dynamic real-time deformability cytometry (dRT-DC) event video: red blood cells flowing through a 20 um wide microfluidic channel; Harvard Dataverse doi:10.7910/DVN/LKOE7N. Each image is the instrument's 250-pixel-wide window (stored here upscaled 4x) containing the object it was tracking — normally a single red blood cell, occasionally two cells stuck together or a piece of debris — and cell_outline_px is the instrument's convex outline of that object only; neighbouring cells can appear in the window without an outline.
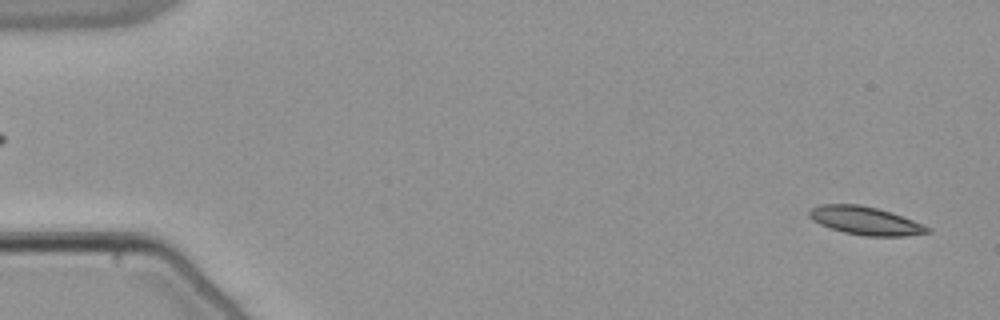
{"species": "common noctule bat (a hibernating species)", "species_latin": "Nyctalus noctula", "temperature_condition": "warm", "stored_images_in_passage": 54, "camera_frame_rate_fps": 3000, "um_per_image_px": 0.085, "animal": {"sex": "male", "body_mass_g": 21.5, "forearm_length_mm": 52.0}, "frame": {"image": 1, "passage_image": 2, "time_ms": 0.333, "image_size_px": [1000, 320], "cell_outline_px": [[932, 232], [904, 236], [864, 236], [844, 232], [820, 224], [812, 220], [808, 216], [808, 212], [812, 208], [820, 204], [860, 204], [876, 208], [912, 220], [932, 228]], "centroid_in_image_um": [73.54, 18.76], "position_along_channel_um": 11.5, "area_um2": 19.25}}
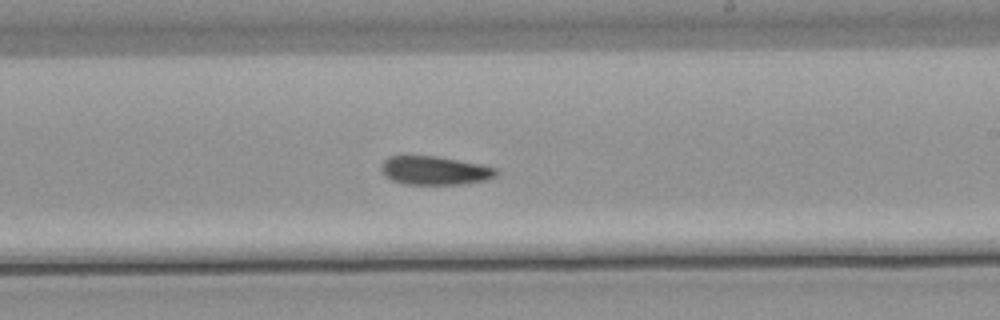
{"frame": {"image": 2, "passage_image": 32, "time_ms": 10.333, "image_size_px": [1000, 320], "cell_outline_px": [[496, 176], [488, 180], [460, 184], [404, 184], [392, 180], [384, 176], [380, 168], [384, 160], [388, 156], [436, 156], [480, 164], [496, 168]], "centroid_in_image_um": [36.93, 14.5], "position_along_channel_um": 252.1, "area_um2": 19.13}}
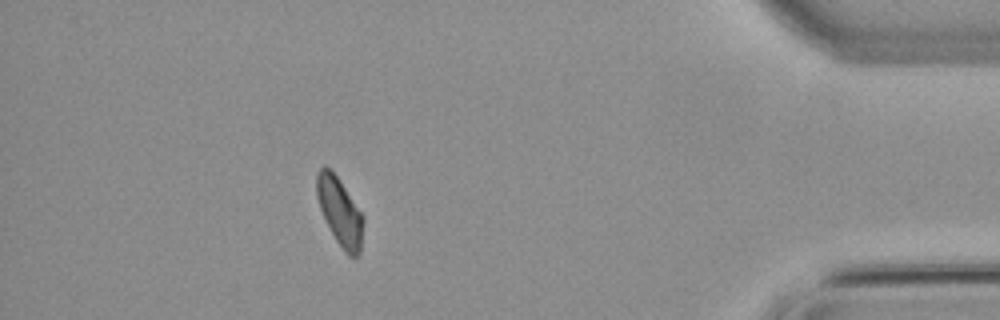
{"frame": {"image": 3, "passage_image": 48, "time_ms": 15.667, "image_size_px": [1000, 320], "cell_outline_px": [[364, 220], [360, 252], [356, 256], [348, 256], [344, 252], [336, 240], [320, 208], [316, 196], [316, 172], [324, 164], [340, 180], [364, 216]], "centroid_in_image_um": [28.88, 17.97], "position_along_channel_um": 406.3, "area_um2": 18.32}}